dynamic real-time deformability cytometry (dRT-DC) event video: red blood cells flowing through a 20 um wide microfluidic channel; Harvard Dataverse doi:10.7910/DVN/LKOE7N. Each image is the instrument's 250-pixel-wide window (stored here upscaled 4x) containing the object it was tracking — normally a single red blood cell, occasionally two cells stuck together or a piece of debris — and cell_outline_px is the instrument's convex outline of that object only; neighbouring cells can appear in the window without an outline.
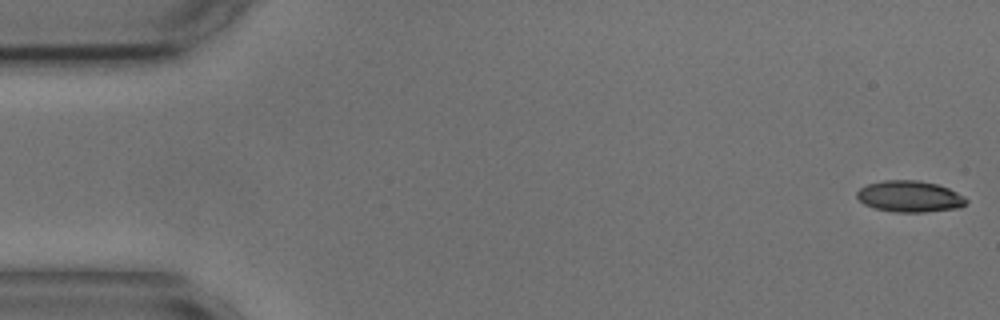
{"species": "common noctule bat (a hibernating species)", "species_latin": "Nyctalus noctula", "temperature_condition": "cold", "stored_images_in_passage": 55, "camera_frame_rate_fps": 3000, "um_per_image_px": 0.085, "animal": {"sex": "male", "body_mass_g": 17.9, "forearm_length_mm": 54.2}, "frame": {"image": 1, "passage_image": 1, "time_ms": 0.0, "image_size_px": [1000, 320], "cell_outline_px": [[968, 200], [960, 208], [924, 212], [892, 212], [876, 208], [864, 204], [856, 196], [856, 192], [860, 188], [868, 184], [884, 180], [916, 180], [936, 184], [948, 188], [964, 196]], "centroid_in_image_um": [77.32, 16.7], "position_along_channel_um": 7.7, "area_um2": 19.88}}
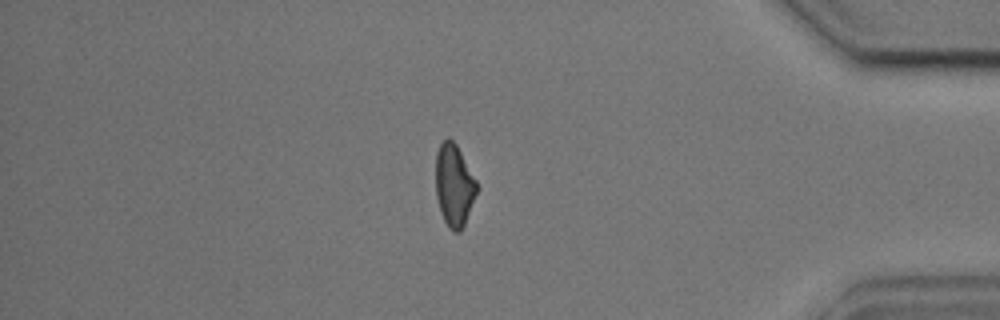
{"frame": {"image": 2, "passage_image": 46, "time_ms": 15.0, "image_size_px": [1000, 320], "cell_outline_px": [[480, 188], [464, 224], [460, 232], [452, 232], [448, 228], [440, 212], [436, 196], [436, 152], [440, 144], [448, 136], [456, 144], [476, 180]], "centroid_in_image_um": [38.61, 15.77], "position_along_channel_um": 396.6, "area_um2": 19.88}, "authors_computed_cell_mechanics": {"area_um2": 20.5768, "velocity_mm_per_s": 3.652, "shape_relaxation_time_tau1_ms": 8.3316, "shape_relaxation_time_tau2_ms": 3.3059, "deformation_change_tau1": 0.1766, "deformation_change_tau2": 0.1089}}